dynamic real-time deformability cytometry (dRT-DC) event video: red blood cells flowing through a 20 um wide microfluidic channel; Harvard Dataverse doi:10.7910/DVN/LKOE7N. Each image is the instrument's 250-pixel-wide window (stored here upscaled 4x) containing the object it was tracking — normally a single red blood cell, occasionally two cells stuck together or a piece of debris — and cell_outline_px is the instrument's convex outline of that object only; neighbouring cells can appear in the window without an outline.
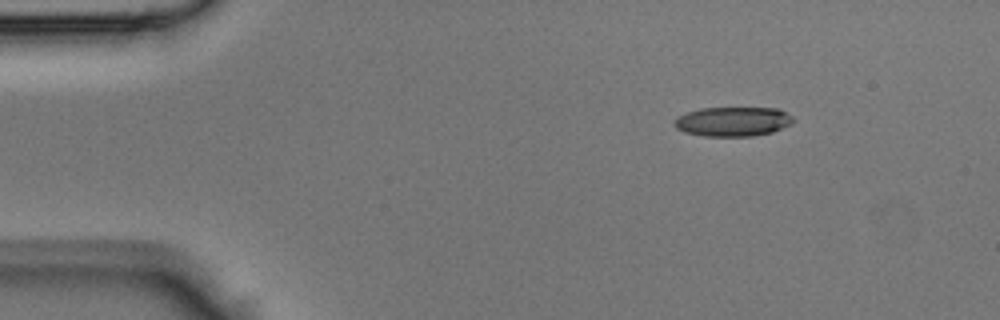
{"species": "Egyptian fruit bat (a non-hibernating species)", "species_latin": "Rousettus aegyptiacus", "temperature_condition": "room temperature", "stored_images_in_passage": 39, "camera_frame_rate_fps": 3000, "um_per_image_px": 0.085, "animal": {"sex": "male"}, "frame": {"image": 1, "passage_image": 1, "time_ms": 0.0, "image_size_px": [1000, 320], "cell_outline_px": [[796, 120], [792, 124], [772, 132], [752, 136], [704, 136], [684, 132], [676, 128], [672, 124], [672, 120], [676, 116], [700, 108], [780, 108], [792, 116]], "centroid_in_image_um": [62.28, 10.33], "position_along_channel_um": 22.7, "area_um2": 20.69}}
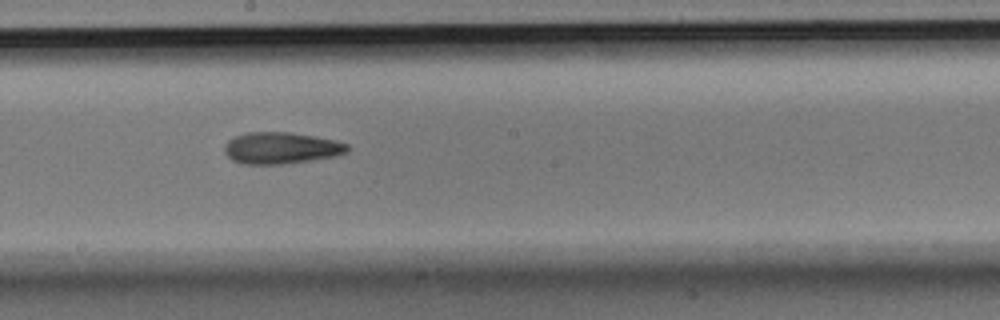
{"frame": {"image": 2, "passage_image": 19, "time_ms": 6.0, "image_size_px": [1000, 320], "cell_outline_px": [[348, 152], [336, 156], [280, 164], [244, 164], [232, 160], [224, 152], [224, 144], [228, 140], [236, 136], [248, 132], [288, 132], [336, 140], [348, 144]], "centroid_in_image_um": [23.87, 12.58], "position_along_channel_um": 224.3, "area_um2": 22.48}}
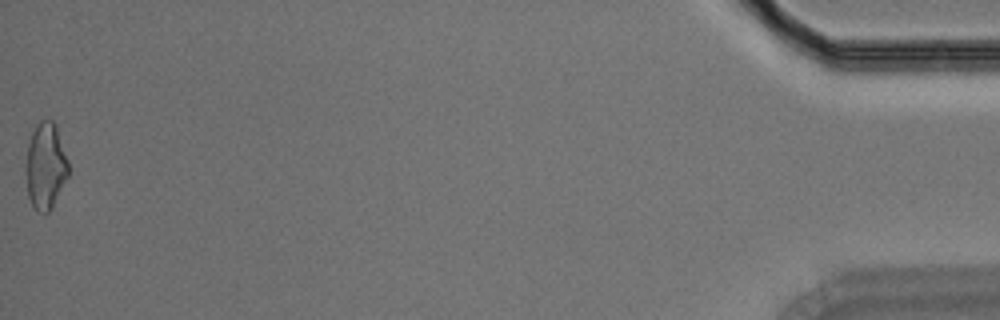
{"frame": {"image": 3, "passage_image": 39, "time_ms": 12.667, "image_size_px": [1000, 320], "cell_outline_px": [[68, 176], [52, 208], [48, 212], [36, 212], [28, 196], [24, 172], [24, 164], [28, 144], [32, 132], [36, 124], [40, 120], [52, 120], [56, 124], [68, 160]], "centroid_in_image_um": [3.85, 14.11], "position_along_channel_um": 431.4, "area_um2": 21.85}}